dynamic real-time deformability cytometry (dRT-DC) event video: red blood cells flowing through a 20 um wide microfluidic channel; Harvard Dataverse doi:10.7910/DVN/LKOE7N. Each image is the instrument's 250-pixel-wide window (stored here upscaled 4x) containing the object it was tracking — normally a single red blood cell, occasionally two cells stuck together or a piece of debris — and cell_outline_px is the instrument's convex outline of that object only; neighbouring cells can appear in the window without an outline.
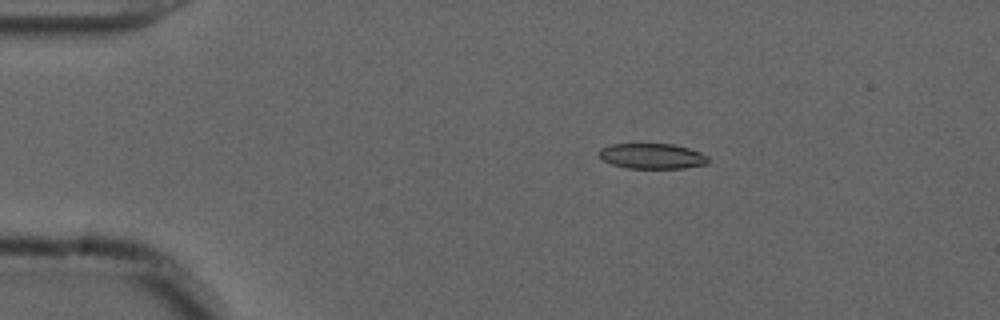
{"species": "common noctule bat (a hibernating species)", "species_latin": "Nyctalus noctula", "temperature_condition": "cold", "stored_images_in_passage": 47, "camera_frame_rate_fps": 3000, "um_per_image_px": 0.085, "animal": {"sex": "male", "forearm_length_mm": 52.5}, "frame": {"image": 1, "passage_image": 2, "time_ms": 0.333, "image_size_px": [1000, 320], "cell_outline_px": [[708, 164], [684, 168], [628, 168], [612, 164], [604, 160], [596, 152], [600, 148], [612, 144], [672, 144], [688, 148], [700, 152], [708, 156]], "centroid_in_image_um": [55.43, 13.27], "position_along_channel_um": 29.6, "area_um2": 16.13}}
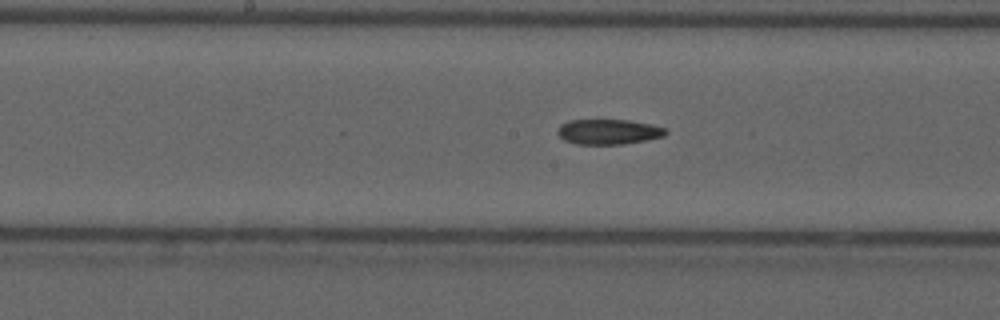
{"frame": {"image": 2, "passage_image": 20, "time_ms": 6.333, "image_size_px": [1000, 320], "cell_outline_px": [[668, 132], [664, 136], [644, 140], [620, 144], [576, 144], [564, 140], [556, 132], [560, 124], [568, 120], [628, 120], [652, 124], [664, 128]], "centroid_in_image_um": [51.69, 11.19], "position_along_channel_um": 196.5, "area_um2": 15.78}}
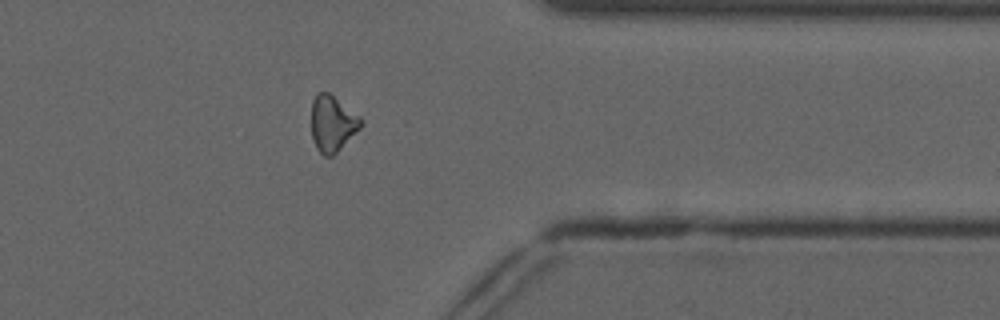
{"frame": {"image": 3, "passage_image": 36, "time_ms": 11.667, "image_size_px": [1000, 320], "cell_outline_px": [[364, 124], [332, 156], [324, 156], [316, 148], [312, 136], [312, 100], [316, 92], [328, 92], [360, 116]], "centroid_in_image_um": [28.25, 10.48], "position_along_channel_um": 383.2, "area_um2": 16.01}, "authors_computed_cell_mechanics": {"area_um2": 16.5308, "velocity_mm_per_s": 3.7208, "shape_relaxation_time_tau1_ms": null, "shape_relaxation_time_tau2_ms": 7.392, "deformation_change_tau1": null, "deformation_change_tau2": 0.1622}}